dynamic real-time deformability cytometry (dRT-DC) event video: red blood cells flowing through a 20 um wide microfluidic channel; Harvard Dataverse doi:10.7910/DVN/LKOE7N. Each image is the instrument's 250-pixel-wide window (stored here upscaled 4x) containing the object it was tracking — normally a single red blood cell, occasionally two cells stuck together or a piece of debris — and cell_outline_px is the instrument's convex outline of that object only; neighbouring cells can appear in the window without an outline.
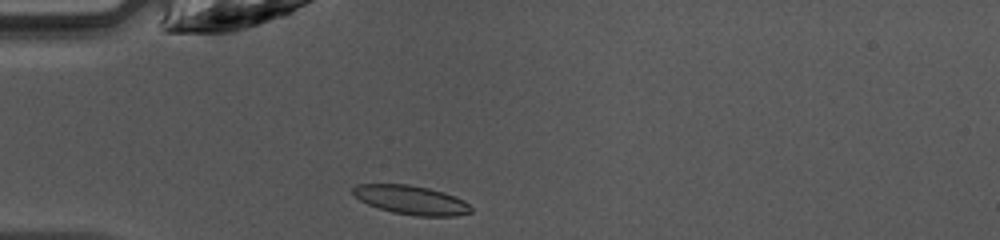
{"species": "common noctule bat (a hibernating species)", "species_latin": "Nyctalus noctula", "temperature_condition": "warm", "stored_images_in_passage": 35, "camera_frame_rate_fps": 3000, "um_per_image_px": 0.085, "animal": {"sex": "female", "body_mass_g": 10.0, "forearm_length_mm": 53.1}, "frame": {"image": 1, "passage_image": 1, "time_ms": 0.0, "image_size_px": [1000, 240], "cell_outline_px": [[472, 212], [456, 216], [416, 216], [392, 212], [368, 204], [360, 200], [352, 192], [352, 188], [356, 184], [408, 184], [428, 188], [444, 192], [456, 196], [464, 200], [472, 208]], "centroid_in_image_um": [34.97, 17.0], "position_along_channel_um": 50.0, "area_um2": 19.94}}
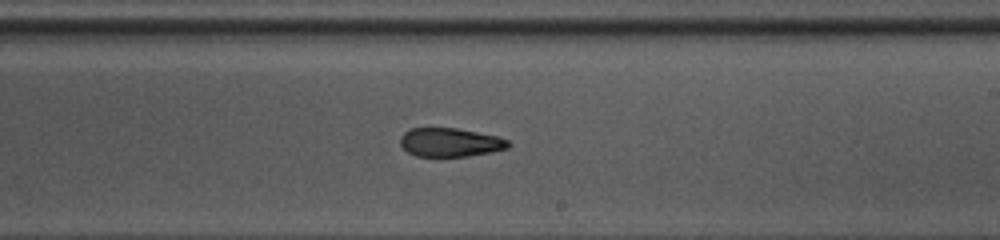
{"frame": {"image": 2, "passage_image": 16, "time_ms": 5.0, "image_size_px": [1000, 240], "cell_outline_px": [[512, 144], [508, 148], [492, 152], [468, 156], [416, 156], [408, 152], [400, 144], [400, 136], [408, 128], [456, 128], [496, 136], [508, 140]], "centroid_in_image_um": [38.25, 12.1], "position_along_channel_um": 250.7, "area_um2": 18.09}}
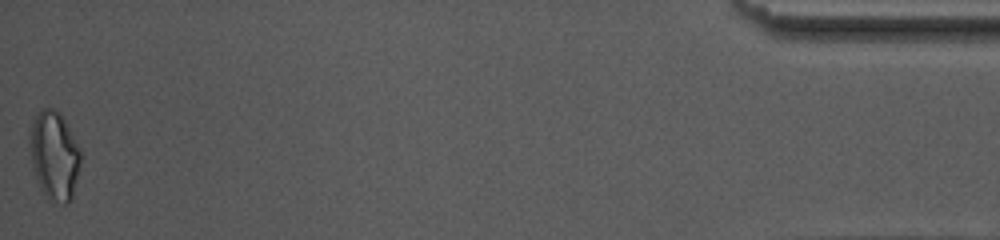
{"frame": {"image": 3, "passage_image": 35, "time_ms": 11.333, "image_size_px": [1000, 240], "cell_outline_px": [[80, 164], [72, 200], [68, 204], [52, 204], [40, 188], [32, 164], [28, 140], [32, 120], [36, 112], [48, 104], [60, 112], [80, 148]], "centroid_in_image_um": [4.6, 13.2], "position_along_channel_um": 430.6, "area_um2": 26.88}, "authors_computed_cell_mechanics": {"area_um2": 19.4208, "velocity_mm_per_s": 4.236, "shape_relaxation_time_tau1_ms": null, "shape_relaxation_time_tau2_ms": 2.1086, "deformation_change_tau1": null, "deformation_change_tau2": 0.0851}}